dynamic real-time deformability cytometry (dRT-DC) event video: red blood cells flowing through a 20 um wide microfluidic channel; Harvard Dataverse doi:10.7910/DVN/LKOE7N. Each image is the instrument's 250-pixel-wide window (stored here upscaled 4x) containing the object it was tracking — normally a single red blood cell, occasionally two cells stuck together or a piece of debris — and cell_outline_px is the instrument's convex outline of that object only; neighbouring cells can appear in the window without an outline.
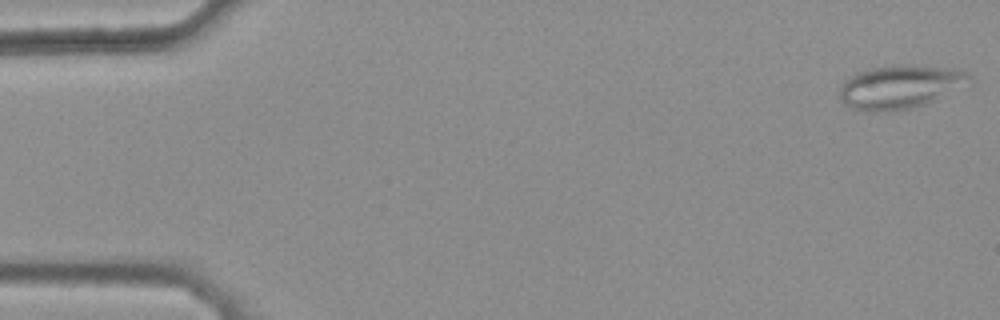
{"species": "common noctule bat (a hibernating species)", "species_latin": "Nyctalus noctula", "temperature_condition": "warm", "stored_images_in_passage": 46, "segment_of_instrument_passage": [1, 2], "camera_frame_rate_fps": 3000, "um_per_image_px": 0.085, "animal": {"sex": "female", "body_mass_g": 25.1}, "frame": {"image": 1, "passage_image": 1, "time_ms": 0.0, "image_size_px": [1000, 320], "cell_outline_px": [[972, 84], [936, 100], [912, 108], [876, 112], [868, 112], [852, 108], [844, 104], [840, 96], [840, 84], [852, 76], [860, 72], [872, 68], [892, 64], [912, 64], [960, 68], [968, 72], [972, 76]], "centroid_in_image_um": [76.62, 7.36], "position_along_channel_um": 8.4, "area_um2": 33.64}}